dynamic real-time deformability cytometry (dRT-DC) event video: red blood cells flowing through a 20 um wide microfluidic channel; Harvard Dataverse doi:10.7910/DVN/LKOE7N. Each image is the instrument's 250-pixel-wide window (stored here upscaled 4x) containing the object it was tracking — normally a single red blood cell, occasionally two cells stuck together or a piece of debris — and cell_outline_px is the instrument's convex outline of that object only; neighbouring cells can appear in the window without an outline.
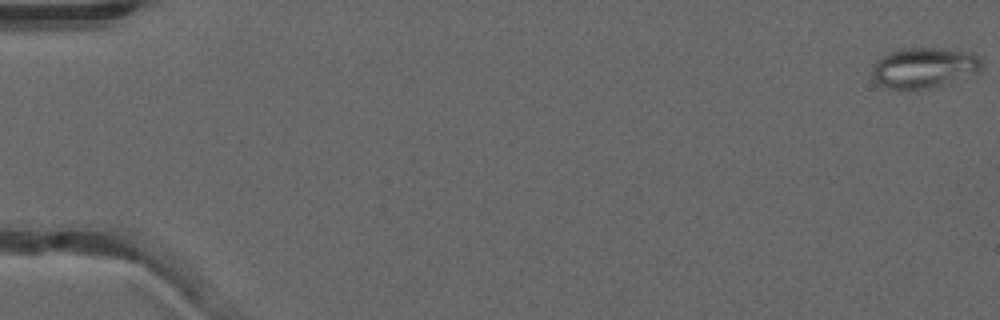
{"species": "common noctule bat (a hibernating species)", "species_latin": "Nyctalus noctula", "temperature_condition": "warm", "stored_images_in_passage": 26, "camera_frame_rate_fps": 3000, "um_per_image_px": 0.085, "animal": {"sex": "male", "forearm_length_mm": 52.5}, "frame": {"image": 1, "passage_image": 1, "time_ms": 0.0, "image_size_px": [1000, 320], "cell_outline_px": [[980, 72], [932, 88], [888, 88], [876, 84], [872, 76], [872, 64], [880, 56], [888, 52], [900, 48], [940, 48], [972, 52], [980, 60]], "centroid_in_image_um": [78.48, 5.74], "position_along_channel_um": 6.5, "area_um2": 25.89}}
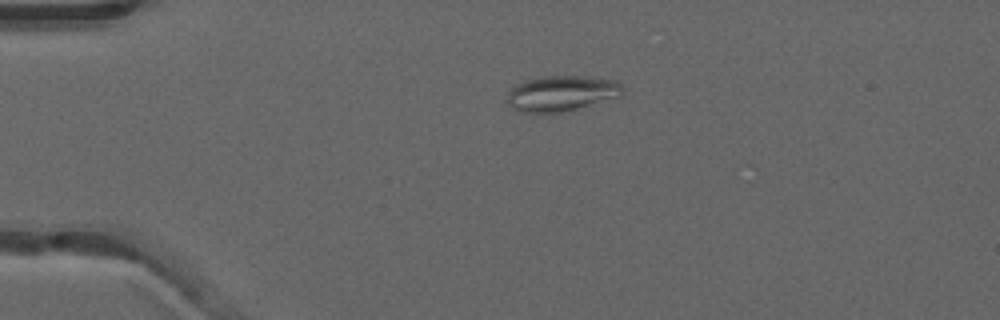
{"frame": {"image": 2, "passage_image": 13, "time_ms": 4.0, "image_size_px": [1000, 320], "cell_outline_px": [[624, 96], [560, 112], [520, 112], [512, 108], [508, 104], [508, 92], [516, 84], [524, 80], [544, 76], [588, 76], [616, 80], [624, 88]], "centroid_in_image_um": [47.76, 7.92], "position_along_channel_um": 37.2, "area_um2": 23.99}}